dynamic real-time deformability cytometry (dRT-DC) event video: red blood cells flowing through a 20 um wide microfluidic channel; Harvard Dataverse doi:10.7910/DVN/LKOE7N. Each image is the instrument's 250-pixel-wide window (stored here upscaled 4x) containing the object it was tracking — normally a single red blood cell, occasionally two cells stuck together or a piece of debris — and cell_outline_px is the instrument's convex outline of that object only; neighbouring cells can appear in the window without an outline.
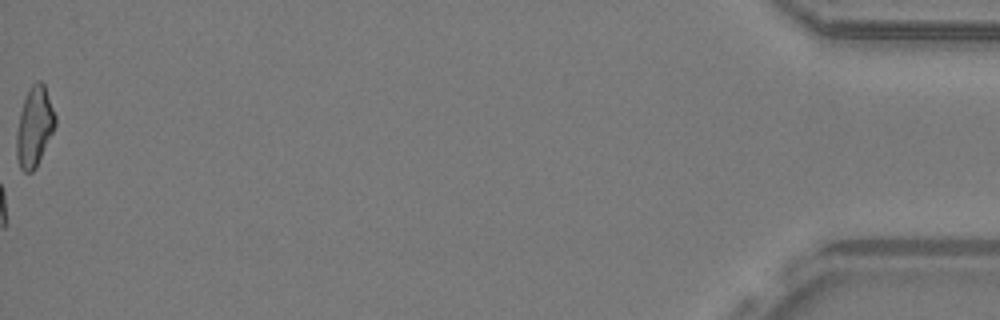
{"species": "common noctule bat (a hibernating species)", "species_latin": "Nyctalus noctula", "temperature_condition": "warm", "stored_images_in_passage": 53, "camera_frame_rate_fps": 3000, "um_per_image_px": 0.085, "animal": {"sex": "male", "body_mass_g": 19.2, "forearm_length_mm": 51.8}, "frame": {"image": 1, "passage_image": 53, "time_ms": 17.333, "image_size_px": [1000, 320], "cell_outline_px": [[56, 124], [36, 168], [32, 172], [24, 172], [20, 168], [16, 156], [16, 132], [20, 112], [28, 88], [36, 80], [40, 80], [44, 84], [56, 116]], "centroid_in_image_um": [2.91, 10.77], "position_along_channel_um": 432.3, "area_um2": 18.03}}